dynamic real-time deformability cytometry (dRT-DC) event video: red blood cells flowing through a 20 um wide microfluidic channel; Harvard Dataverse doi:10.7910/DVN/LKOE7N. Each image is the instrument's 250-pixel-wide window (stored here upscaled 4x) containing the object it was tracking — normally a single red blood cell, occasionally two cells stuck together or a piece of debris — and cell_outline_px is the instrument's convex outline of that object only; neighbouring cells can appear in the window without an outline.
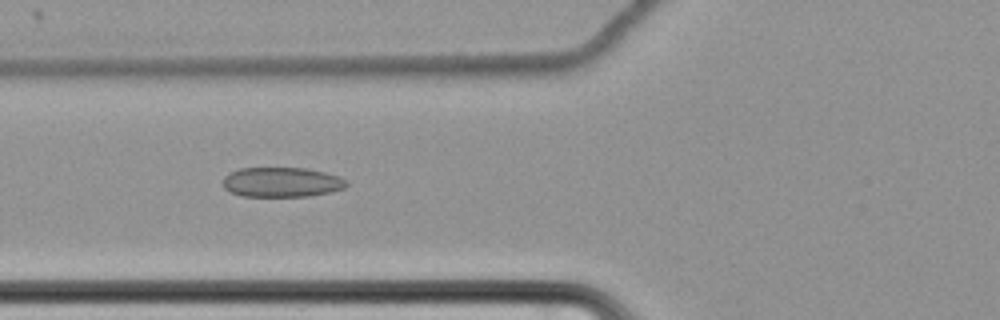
{"species": "common noctule bat (a hibernating species)", "species_latin": "Nyctalus noctula", "temperature_condition": "cold", "stored_images_in_passage": 64, "camera_frame_rate_fps": 3000, "um_per_image_px": 0.085, "animal": {"sex": "female", "body_mass_g": 22.7, "forearm_length_mm": 54.2}, "frame": {"image": 1, "passage_image": 28, "time_ms": 9.0, "image_size_px": [1000, 320], "cell_outline_px": [[348, 184], [344, 188], [332, 192], [308, 196], [240, 196], [224, 188], [224, 176], [228, 172], [240, 168], [308, 168], [340, 176], [348, 180]], "centroid_in_image_um": [23.97, 15.48], "position_along_channel_um": 101.8, "area_um2": 21.62}}
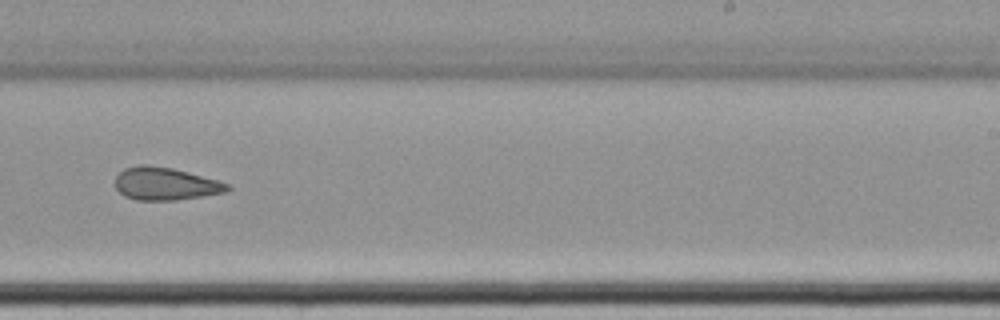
{"frame": {"image": 2, "passage_image": 43, "time_ms": 14.0, "image_size_px": [1000, 320], "cell_outline_px": [[232, 188], [228, 192], [176, 200], [136, 200], [124, 196], [116, 188], [116, 176], [124, 168], [140, 164], [144, 164], [172, 168], [188, 172], [216, 180], [228, 184]], "centroid_in_image_um": [14.05, 15.62], "position_along_channel_um": 274.9, "area_um2": 21.33}}
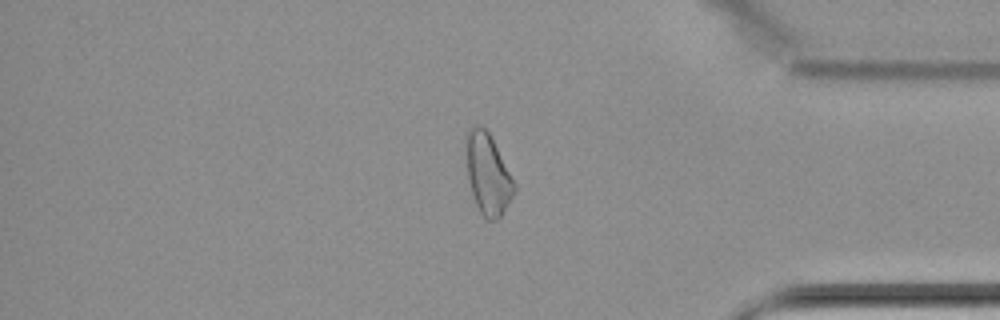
{"frame": {"image": 3, "passage_image": 55, "time_ms": 18.0, "image_size_px": [1000, 320], "cell_outline_px": [[516, 192], [500, 216], [496, 220], [484, 220], [476, 204], [468, 180], [464, 136], [468, 128], [472, 124], [480, 124], [488, 132], [516, 184]], "centroid_in_image_um": [41.43, 14.76], "position_along_channel_um": 393.8, "area_um2": 22.89}, "authors_computed_cell_mechanics": {"area_um2": 24.0448, "velocity_mm_per_s": 3.4631, "shape_relaxation_time_tau1_ms": null, "shape_relaxation_time_tau2_ms": 3.6077, "deformation_change_tau1": null, "deformation_change_tau2": 0.1109}}